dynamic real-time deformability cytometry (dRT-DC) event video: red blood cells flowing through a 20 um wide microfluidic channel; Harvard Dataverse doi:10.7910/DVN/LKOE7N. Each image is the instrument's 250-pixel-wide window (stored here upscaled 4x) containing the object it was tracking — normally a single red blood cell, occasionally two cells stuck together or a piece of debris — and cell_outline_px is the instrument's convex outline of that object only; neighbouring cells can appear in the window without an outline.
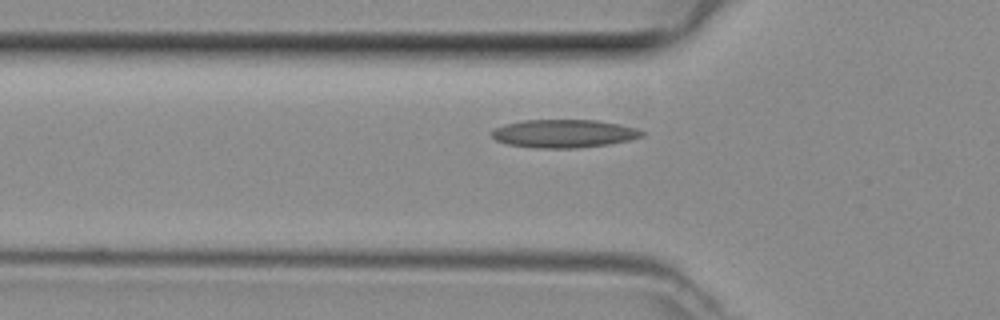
{"species": "common noctule bat (a hibernating species)", "species_latin": "Nyctalus noctula", "temperature_condition": "room temperature", "stored_images_in_passage": 37, "camera_frame_rate_fps": 3000, "um_per_image_px": 0.085, "animal": {"sex": "female", "body_mass_g": 29.2, "forearm_length_mm": 56.3}, "frame": {"image": 1, "passage_image": 9, "time_ms": 2.667, "image_size_px": [1000, 320], "cell_outline_px": [[648, 132], [644, 136], [628, 140], [608, 144], [576, 148], [540, 148], [508, 144], [496, 140], [488, 132], [492, 128], [504, 124], [524, 120], [600, 120], [620, 124], [636, 128]], "centroid_in_image_um": [47.93, 11.34], "position_along_channel_um": 77.9, "area_um2": 24.85}}
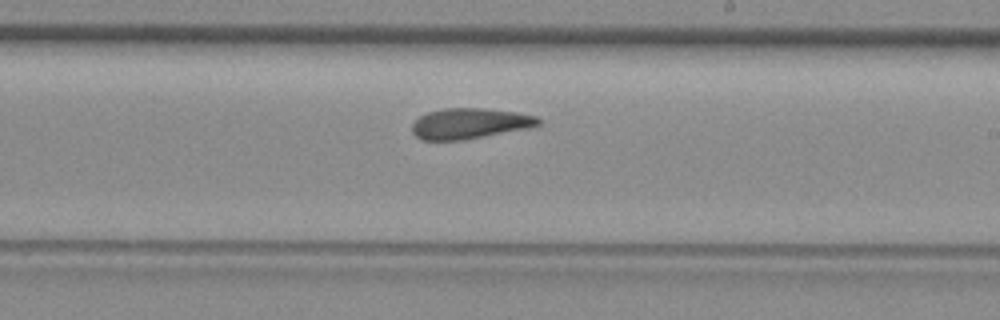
{"frame": {"image": 2, "passage_image": 21, "time_ms": 6.667, "image_size_px": [1000, 320], "cell_outline_px": [[540, 124], [528, 128], [464, 140], [420, 140], [412, 132], [412, 124], [420, 116], [428, 112], [444, 108], [484, 108], [516, 112], [536, 116], [540, 120]], "centroid_in_image_um": [39.9, 10.5], "position_along_channel_um": 249.1, "area_um2": 22.48}}
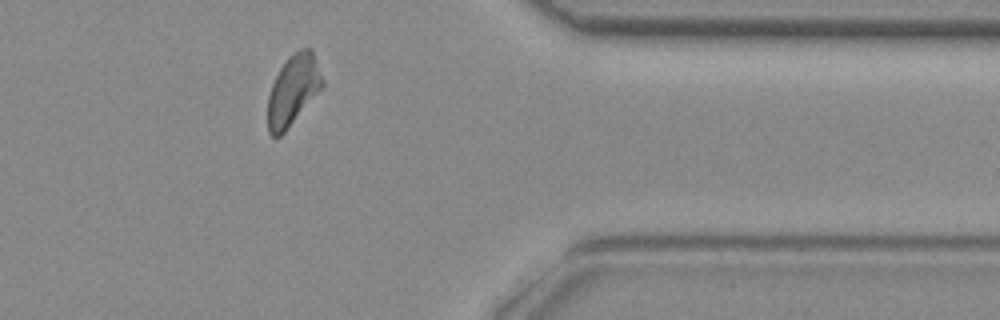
{"frame": {"image": 3, "passage_image": 32, "time_ms": 10.333, "image_size_px": [1000, 320], "cell_outline_px": [[324, 84], [284, 132], [280, 136], [272, 136], [268, 132], [268, 96], [272, 84], [280, 68], [288, 56], [300, 48], [312, 48], [324, 80]], "centroid_in_image_um": [24.91, 7.61], "position_along_channel_um": 386.5, "area_um2": 22.02}}